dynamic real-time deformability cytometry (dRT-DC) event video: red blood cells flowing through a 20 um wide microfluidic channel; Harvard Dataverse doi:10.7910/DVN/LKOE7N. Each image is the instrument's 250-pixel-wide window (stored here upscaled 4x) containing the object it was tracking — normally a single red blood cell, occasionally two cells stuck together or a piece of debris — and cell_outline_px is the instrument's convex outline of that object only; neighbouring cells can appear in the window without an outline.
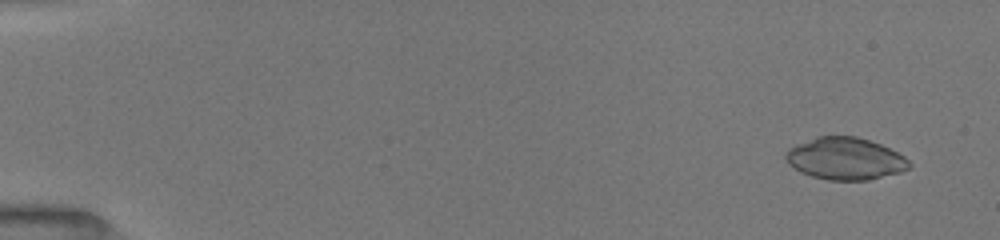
{"species": "common noctule bat (a hibernating species)", "species_latin": "Nyctalus noctula", "temperature_condition": "room temperature", "stored_images_in_passage": 13, "camera_frame_rate_fps": 3000, "um_per_image_px": 0.085, "animal": {"sex": "female", "body_mass_g": 19.5, "forearm_length_mm": 54.1}, "frame": {"image": 1, "passage_image": 3, "time_ms": 1.0, "image_size_px": [1000, 240], "cell_outline_px": [[912, 164], [908, 168], [900, 172], [868, 180], [828, 180], [812, 176], [800, 172], [788, 164], [784, 156], [784, 152], [788, 148], [796, 144], [816, 136], [856, 136], [880, 144], [904, 156]], "centroid_in_image_um": [71.8, 13.48], "position_along_channel_um": 13.2, "area_um2": 30.35}}
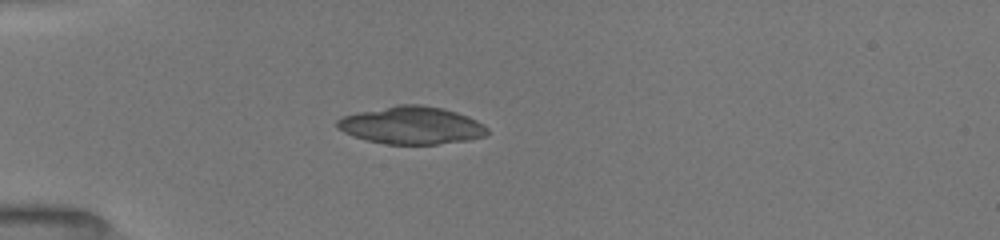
{"frame": {"image": 2, "passage_image": 10, "time_ms": 5.0, "image_size_px": [1000, 240], "cell_outline_px": [[488, 136], [468, 140], [436, 144], [388, 144], [368, 140], [352, 136], [336, 128], [336, 120], [340, 116], [356, 112], [396, 104], [420, 104], [444, 108], [468, 116], [484, 124], [488, 128]], "centroid_in_image_um": [34.97, 10.64], "position_along_channel_um": 50.0, "area_um2": 33.29}}